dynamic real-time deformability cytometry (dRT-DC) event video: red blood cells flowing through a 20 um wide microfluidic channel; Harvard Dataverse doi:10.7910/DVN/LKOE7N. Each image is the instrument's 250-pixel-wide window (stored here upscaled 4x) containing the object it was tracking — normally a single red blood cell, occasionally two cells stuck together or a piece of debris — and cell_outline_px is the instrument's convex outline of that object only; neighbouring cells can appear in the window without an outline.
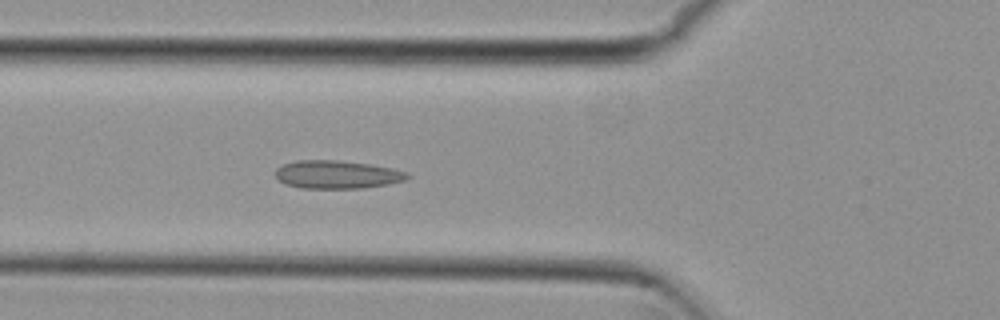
{"species": "common noctule bat (a hibernating species)", "species_latin": "Nyctalus noctula", "temperature_condition": "cold", "stored_images_in_passage": 55, "camera_frame_rate_fps": 3000, "um_per_image_px": 0.085, "animal": {"sex": "female", "body_mass_g": 29.2, "forearm_length_mm": 56.3}, "frame": {"image": 1, "passage_image": 20, "time_ms": 6.333, "image_size_px": [1000, 320], "cell_outline_px": [[412, 176], [404, 180], [388, 184], [364, 188], [300, 188], [284, 184], [276, 176], [276, 168], [284, 164], [296, 160], [336, 160], [368, 164], [392, 168], [408, 172]], "centroid_in_image_um": [28.65, 14.84], "position_along_channel_um": 97.1, "area_um2": 21.62}}
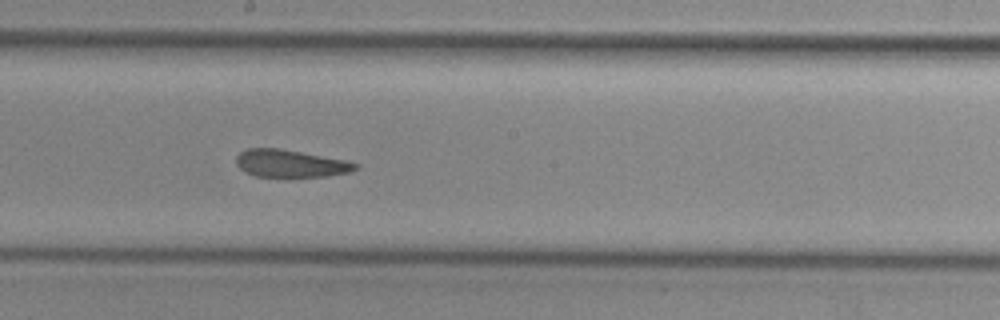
{"frame": {"image": 2, "passage_image": 30, "time_ms": 9.667, "image_size_px": [1000, 320], "cell_outline_px": [[360, 168], [352, 172], [328, 176], [288, 180], [284, 180], [256, 176], [240, 168], [236, 164], [236, 156], [240, 152], [248, 148], [280, 148], [344, 160], [360, 164]], "centroid_in_image_um": [24.72, 13.95], "position_along_channel_um": 223.5, "area_um2": 20.06}}
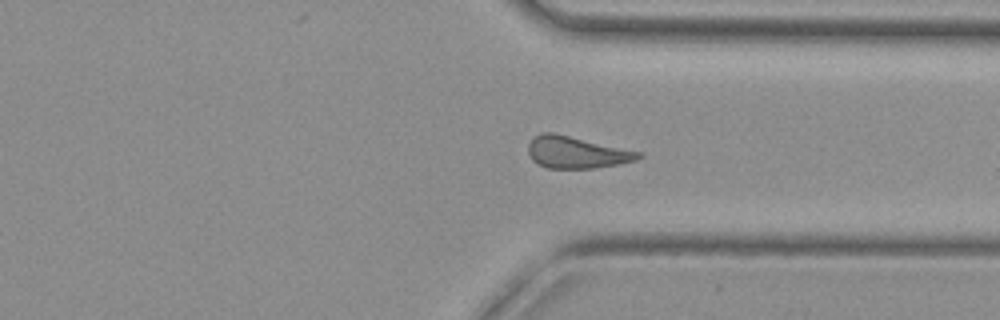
{"frame": {"image": 3, "passage_image": 41, "time_ms": 13.333, "image_size_px": [1000, 320], "cell_outline_px": [[644, 156], [636, 160], [620, 164], [592, 168], [548, 168], [536, 164], [532, 160], [528, 152], [528, 144], [536, 136], [544, 132], [556, 132], [644, 152]], "centroid_in_image_um": [49.05, 12.94], "position_along_channel_um": 362.3, "area_um2": 20.87}, "authors_computed_cell_mechanics": {"area_um2": 20.8658, "velocity_mm_per_s": 3.781, "shape_relaxation_time_tau1_ms": null, "shape_relaxation_time_tau2_ms": 2.9743, "deformation_change_tau1": null, "deformation_change_tau2": 0.0923}}